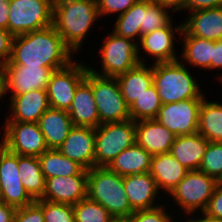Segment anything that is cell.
I'll return each instance as SVG.
<instances>
[{
    "mask_svg": "<svg viewBox=\"0 0 222 222\" xmlns=\"http://www.w3.org/2000/svg\"><path fill=\"white\" fill-rule=\"evenodd\" d=\"M73 54L74 52L51 25L14 36L11 57L6 64L42 66L55 71L74 61Z\"/></svg>",
    "mask_w": 222,
    "mask_h": 222,
    "instance_id": "1",
    "label": "cell"
},
{
    "mask_svg": "<svg viewBox=\"0 0 222 222\" xmlns=\"http://www.w3.org/2000/svg\"><path fill=\"white\" fill-rule=\"evenodd\" d=\"M99 18L96 0H54L53 26L76 55Z\"/></svg>",
    "mask_w": 222,
    "mask_h": 222,
    "instance_id": "2",
    "label": "cell"
},
{
    "mask_svg": "<svg viewBox=\"0 0 222 222\" xmlns=\"http://www.w3.org/2000/svg\"><path fill=\"white\" fill-rule=\"evenodd\" d=\"M189 70L180 59L153 63V84L162 104L205 97V92L202 93L196 77Z\"/></svg>",
    "mask_w": 222,
    "mask_h": 222,
    "instance_id": "3",
    "label": "cell"
},
{
    "mask_svg": "<svg viewBox=\"0 0 222 222\" xmlns=\"http://www.w3.org/2000/svg\"><path fill=\"white\" fill-rule=\"evenodd\" d=\"M87 197L101 204L113 217H129L134 212L128 202L123 177L108 167L88 170Z\"/></svg>",
    "mask_w": 222,
    "mask_h": 222,
    "instance_id": "4",
    "label": "cell"
},
{
    "mask_svg": "<svg viewBox=\"0 0 222 222\" xmlns=\"http://www.w3.org/2000/svg\"><path fill=\"white\" fill-rule=\"evenodd\" d=\"M98 50L101 58L99 61L101 62V72L88 66V69L96 75L116 77L140 64L136 41L118 36L111 30L110 33L107 32L106 38Z\"/></svg>",
    "mask_w": 222,
    "mask_h": 222,
    "instance_id": "5",
    "label": "cell"
},
{
    "mask_svg": "<svg viewBox=\"0 0 222 222\" xmlns=\"http://www.w3.org/2000/svg\"><path fill=\"white\" fill-rule=\"evenodd\" d=\"M85 81L92 88L100 124L131 119L116 77L99 76L88 69Z\"/></svg>",
    "mask_w": 222,
    "mask_h": 222,
    "instance_id": "6",
    "label": "cell"
},
{
    "mask_svg": "<svg viewBox=\"0 0 222 222\" xmlns=\"http://www.w3.org/2000/svg\"><path fill=\"white\" fill-rule=\"evenodd\" d=\"M216 185L217 180L214 177L200 170H191L172 190L169 198L173 199L171 203L174 201L173 204L181 208L180 212L184 213L185 217L195 212L201 214L205 211Z\"/></svg>",
    "mask_w": 222,
    "mask_h": 222,
    "instance_id": "7",
    "label": "cell"
},
{
    "mask_svg": "<svg viewBox=\"0 0 222 222\" xmlns=\"http://www.w3.org/2000/svg\"><path fill=\"white\" fill-rule=\"evenodd\" d=\"M135 142L136 126L132 119L101 124L95 129V167H107Z\"/></svg>",
    "mask_w": 222,
    "mask_h": 222,
    "instance_id": "8",
    "label": "cell"
},
{
    "mask_svg": "<svg viewBox=\"0 0 222 222\" xmlns=\"http://www.w3.org/2000/svg\"><path fill=\"white\" fill-rule=\"evenodd\" d=\"M54 0H10L8 31L13 36L53 25Z\"/></svg>",
    "mask_w": 222,
    "mask_h": 222,
    "instance_id": "9",
    "label": "cell"
},
{
    "mask_svg": "<svg viewBox=\"0 0 222 222\" xmlns=\"http://www.w3.org/2000/svg\"><path fill=\"white\" fill-rule=\"evenodd\" d=\"M88 66L76 59L68 66L55 70L47 87L49 106L68 111L76 88L85 80Z\"/></svg>",
    "mask_w": 222,
    "mask_h": 222,
    "instance_id": "10",
    "label": "cell"
},
{
    "mask_svg": "<svg viewBox=\"0 0 222 222\" xmlns=\"http://www.w3.org/2000/svg\"><path fill=\"white\" fill-rule=\"evenodd\" d=\"M204 98L162 104L156 120L175 136L197 133L199 110Z\"/></svg>",
    "mask_w": 222,
    "mask_h": 222,
    "instance_id": "11",
    "label": "cell"
},
{
    "mask_svg": "<svg viewBox=\"0 0 222 222\" xmlns=\"http://www.w3.org/2000/svg\"><path fill=\"white\" fill-rule=\"evenodd\" d=\"M4 73L5 95L10 97L22 95L32 90H47L53 69L42 66H24L5 64Z\"/></svg>",
    "mask_w": 222,
    "mask_h": 222,
    "instance_id": "12",
    "label": "cell"
},
{
    "mask_svg": "<svg viewBox=\"0 0 222 222\" xmlns=\"http://www.w3.org/2000/svg\"><path fill=\"white\" fill-rule=\"evenodd\" d=\"M6 149L19 156H41L48 150L38 123L5 122Z\"/></svg>",
    "mask_w": 222,
    "mask_h": 222,
    "instance_id": "13",
    "label": "cell"
},
{
    "mask_svg": "<svg viewBox=\"0 0 222 222\" xmlns=\"http://www.w3.org/2000/svg\"><path fill=\"white\" fill-rule=\"evenodd\" d=\"M18 168V154L6 148L0 152V201L15 208L24 207L35 200L21 182Z\"/></svg>",
    "mask_w": 222,
    "mask_h": 222,
    "instance_id": "14",
    "label": "cell"
},
{
    "mask_svg": "<svg viewBox=\"0 0 222 222\" xmlns=\"http://www.w3.org/2000/svg\"><path fill=\"white\" fill-rule=\"evenodd\" d=\"M173 24L172 20L167 26L141 36L139 44H137L140 64H145V61L148 60L144 59L145 57L141 55L140 51L147 56H152L150 58H154L155 60L153 63L179 60V55L176 54L177 51L174 44H176L175 39L177 38L175 34H181L182 22L177 26Z\"/></svg>",
    "mask_w": 222,
    "mask_h": 222,
    "instance_id": "15",
    "label": "cell"
},
{
    "mask_svg": "<svg viewBox=\"0 0 222 222\" xmlns=\"http://www.w3.org/2000/svg\"><path fill=\"white\" fill-rule=\"evenodd\" d=\"M58 151L87 170L95 167V129L74 126Z\"/></svg>",
    "mask_w": 222,
    "mask_h": 222,
    "instance_id": "16",
    "label": "cell"
},
{
    "mask_svg": "<svg viewBox=\"0 0 222 222\" xmlns=\"http://www.w3.org/2000/svg\"><path fill=\"white\" fill-rule=\"evenodd\" d=\"M88 175L57 176L47 178L41 199L75 205L87 197Z\"/></svg>",
    "mask_w": 222,
    "mask_h": 222,
    "instance_id": "17",
    "label": "cell"
},
{
    "mask_svg": "<svg viewBox=\"0 0 222 222\" xmlns=\"http://www.w3.org/2000/svg\"><path fill=\"white\" fill-rule=\"evenodd\" d=\"M11 109L6 116L5 122L38 123L42 114L50 107L47 90H32L22 95L10 97Z\"/></svg>",
    "mask_w": 222,
    "mask_h": 222,
    "instance_id": "18",
    "label": "cell"
},
{
    "mask_svg": "<svg viewBox=\"0 0 222 222\" xmlns=\"http://www.w3.org/2000/svg\"><path fill=\"white\" fill-rule=\"evenodd\" d=\"M136 143L152 156L170 153L176 136L156 119L135 122Z\"/></svg>",
    "mask_w": 222,
    "mask_h": 222,
    "instance_id": "19",
    "label": "cell"
},
{
    "mask_svg": "<svg viewBox=\"0 0 222 222\" xmlns=\"http://www.w3.org/2000/svg\"><path fill=\"white\" fill-rule=\"evenodd\" d=\"M123 184L128 202L134 211L160 206L158 202H155L159 197V190L149 172L124 176Z\"/></svg>",
    "mask_w": 222,
    "mask_h": 222,
    "instance_id": "20",
    "label": "cell"
},
{
    "mask_svg": "<svg viewBox=\"0 0 222 222\" xmlns=\"http://www.w3.org/2000/svg\"><path fill=\"white\" fill-rule=\"evenodd\" d=\"M182 22L190 35L218 41L222 39V7L196 10Z\"/></svg>",
    "mask_w": 222,
    "mask_h": 222,
    "instance_id": "21",
    "label": "cell"
},
{
    "mask_svg": "<svg viewBox=\"0 0 222 222\" xmlns=\"http://www.w3.org/2000/svg\"><path fill=\"white\" fill-rule=\"evenodd\" d=\"M187 172L188 170L170 153L154 155L151 158L149 173L155 180L159 192L164 191L169 195Z\"/></svg>",
    "mask_w": 222,
    "mask_h": 222,
    "instance_id": "22",
    "label": "cell"
},
{
    "mask_svg": "<svg viewBox=\"0 0 222 222\" xmlns=\"http://www.w3.org/2000/svg\"><path fill=\"white\" fill-rule=\"evenodd\" d=\"M68 114L74 126L96 129L101 125L92 88L85 80L76 88Z\"/></svg>",
    "mask_w": 222,
    "mask_h": 222,
    "instance_id": "23",
    "label": "cell"
},
{
    "mask_svg": "<svg viewBox=\"0 0 222 222\" xmlns=\"http://www.w3.org/2000/svg\"><path fill=\"white\" fill-rule=\"evenodd\" d=\"M208 143L198 132L176 136L170 154L188 171L199 170Z\"/></svg>",
    "mask_w": 222,
    "mask_h": 222,
    "instance_id": "24",
    "label": "cell"
},
{
    "mask_svg": "<svg viewBox=\"0 0 222 222\" xmlns=\"http://www.w3.org/2000/svg\"><path fill=\"white\" fill-rule=\"evenodd\" d=\"M38 125L48 149L58 150L74 127L68 111L49 107L39 118Z\"/></svg>",
    "mask_w": 222,
    "mask_h": 222,
    "instance_id": "25",
    "label": "cell"
},
{
    "mask_svg": "<svg viewBox=\"0 0 222 222\" xmlns=\"http://www.w3.org/2000/svg\"><path fill=\"white\" fill-rule=\"evenodd\" d=\"M180 42L183 44V51L179 59L184 65L198 67L211 71V59L213 58V40L203 39L188 34L183 28L180 34Z\"/></svg>",
    "mask_w": 222,
    "mask_h": 222,
    "instance_id": "26",
    "label": "cell"
},
{
    "mask_svg": "<svg viewBox=\"0 0 222 222\" xmlns=\"http://www.w3.org/2000/svg\"><path fill=\"white\" fill-rule=\"evenodd\" d=\"M122 96L130 107L153 84V64H139L116 76Z\"/></svg>",
    "mask_w": 222,
    "mask_h": 222,
    "instance_id": "27",
    "label": "cell"
},
{
    "mask_svg": "<svg viewBox=\"0 0 222 222\" xmlns=\"http://www.w3.org/2000/svg\"><path fill=\"white\" fill-rule=\"evenodd\" d=\"M152 155L136 142L122 151L107 166L122 177L147 173L150 170Z\"/></svg>",
    "mask_w": 222,
    "mask_h": 222,
    "instance_id": "28",
    "label": "cell"
},
{
    "mask_svg": "<svg viewBox=\"0 0 222 222\" xmlns=\"http://www.w3.org/2000/svg\"><path fill=\"white\" fill-rule=\"evenodd\" d=\"M38 159L45 180L57 176L88 175L87 169L55 149H48Z\"/></svg>",
    "mask_w": 222,
    "mask_h": 222,
    "instance_id": "29",
    "label": "cell"
},
{
    "mask_svg": "<svg viewBox=\"0 0 222 222\" xmlns=\"http://www.w3.org/2000/svg\"><path fill=\"white\" fill-rule=\"evenodd\" d=\"M204 97L199 110L198 133L209 142L222 143V103Z\"/></svg>",
    "mask_w": 222,
    "mask_h": 222,
    "instance_id": "30",
    "label": "cell"
},
{
    "mask_svg": "<svg viewBox=\"0 0 222 222\" xmlns=\"http://www.w3.org/2000/svg\"><path fill=\"white\" fill-rule=\"evenodd\" d=\"M18 168L26 191L34 200L41 199L45 192L46 180L38 157L18 155Z\"/></svg>",
    "mask_w": 222,
    "mask_h": 222,
    "instance_id": "31",
    "label": "cell"
},
{
    "mask_svg": "<svg viewBox=\"0 0 222 222\" xmlns=\"http://www.w3.org/2000/svg\"><path fill=\"white\" fill-rule=\"evenodd\" d=\"M143 12H145V0H138L129 10L118 15L112 31L118 36L136 40L138 44L141 39Z\"/></svg>",
    "mask_w": 222,
    "mask_h": 222,
    "instance_id": "32",
    "label": "cell"
},
{
    "mask_svg": "<svg viewBox=\"0 0 222 222\" xmlns=\"http://www.w3.org/2000/svg\"><path fill=\"white\" fill-rule=\"evenodd\" d=\"M161 106L162 102L157 93L156 87L152 84L129 107L130 118L135 122L155 119Z\"/></svg>",
    "mask_w": 222,
    "mask_h": 222,
    "instance_id": "33",
    "label": "cell"
},
{
    "mask_svg": "<svg viewBox=\"0 0 222 222\" xmlns=\"http://www.w3.org/2000/svg\"><path fill=\"white\" fill-rule=\"evenodd\" d=\"M173 13L162 7L153 0H145V12H143V25H141V36L156 29L167 26L173 17Z\"/></svg>",
    "mask_w": 222,
    "mask_h": 222,
    "instance_id": "34",
    "label": "cell"
},
{
    "mask_svg": "<svg viewBox=\"0 0 222 222\" xmlns=\"http://www.w3.org/2000/svg\"><path fill=\"white\" fill-rule=\"evenodd\" d=\"M75 222H109L113 216L101 204L88 197L73 205Z\"/></svg>",
    "mask_w": 222,
    "mask_h": 222,
    "instance_id": "35",
    "label": "cell"
},
{
    "mask_svg": "<svg viewBox=\"0 0 222 222\" xmlns=\"http://www.w3.org/2000/svg\"><path fill=\"white\" fill-rule=\"evenodd\" d=\"M199 170L216 180L222 175V143L209 142Z\"/></svg>",
    "mask_w": 222,
    "mask_h": 222,
    "instance_id": "36",
    "label": "cell"
},
{
    "mask_svg": "<svg viewBox=\"0 0 222 222\" xmlns=\"http://www.w3.org/2000/svg\"><path fill=\"white\" fill-rule=\"evenodd\" d=\"M43 209L45 222H75L73 205L35 200Z\"/></svg>",
    "mask_w": 222,
    "mask_h": 222,
    "instance_id": "37",
    "label": "cell"
},
{
    "mask_svg": "<svg viewBox=\"0 0 222 222\" xmlns=\"http://www.w3.org/2000/svg\"><path fill=\"white\" fill-rule=\"evenodd\" d=\"M164 205L165 204H161L153 209L135 210L129 216V219L131 222H173L175 218H172L174 217L172 215H176V213H174V211L168 213L169 211Z\"/></svg>",
    "mask_w": 222,
    "mask_h": 222,
    "instance_id": "38",
    "label": "cell"
},
{
    "mask_svg": "<svg viewBox=\"0 0 222 222\" xmlns=\"http://www.w3.org/2000/svg\"><path fill=\"white\" fill-rule=\"evenodd\" d=\"M99 17L110 14H123L129 10L138 0H96Z\"/></svg>",
    "mask_w": 222,
    "mask_h": 222,
    "instance_id": "39",
    "label": "cell"
},
{
    "mask_svg": "<svg viewBox=\"0 0 222 222\" xmlns=\"http://www.w3.org/2000/svg\"><path fill=\"white\" fill-rule=\"evenodd\" d=\"M14 222H45L43 209L36 201L16 208Z\"/></svg>",
    "mask_w": 222,
    "mask_h": 222,
    "instance_id": "40",
    "label": "cell"
},
{
    "mask_svg": "<svg viewBox=\"0 0 222 222\" xmlns=\"http://www.w3.org/2000/svg\"><path fill=\"white\" fill-rule=\"evenodd\" d=\"M203 213L209 218L222 221V187L216 185L213 195Z\"/></svg>",
    "mask_w": 222,
    "mask_h": 222,
    "instance_id": "41",
    "label": "cell"
},
{
    "mask_svg": "<svg viewBox=\"0 0 222 222\" xmlns=\"http://www.w3.org/2000/svg\"><path fill=\"white\" fill-rule=\"evenodd\" d=\"M14 36L6 29H0V66L5 65L11 57Z\"/></svg>",
    "mask_w": 222,
    "mask_h": 222,
    "instance_id": "42",
    "label": "cell"
},
{
    "mask_svg": "<svg viewBox=\"0 0 222 222\" xmlns=\"http://www.w3.org/2000/svg\"><path fill=\"white\" fill-rule=\"evenodd\" d=\"M222 7V0H186L184 11L193 12L201 9Z\"/></svg>",
    "mask_w": 222,
    "mask_h": 222,
    "instance_id": "43",
    "label": "cell"
},
{
    "mask_svg": "<svg viewBox=\"0 0 222 222\" xmlns=\"http://www.w3.org/2000/svg\"><path fill=\"white\" fill-rule=\"evenodd\" d=\"M222 70V39L213 40V58L211 59V70Z\"/></svg>",
    "mask_w": 222,
    "mask_h": 222,
    "instance_id": "44",
    "label": "cell"
},
{
    "mask_svg": "<svg viewBox=\"0 0 222 222\" xmlns=\"http://www.w3.org/2000/svg\"><path fill=\"white\" fill-rule=\"evenodd\" d=\"M153 1L174 13L179 11L182 12V10H184L186 3V0H153Z\"/></svg>",
    "mask_w": 222,
    "mask_h": 222,
    "instance_id": "45",
    "label": "cell"
},
{
    "mask_svg": "<svg viewBox=\"0 0 222 222\" xmlns=\"http://www.w3.org/2000/svg\"><path fill=\"white\" fill-rule=\"evenodd\" d=\"M16 208L0 201V222H14Z\"/></svg>",
    "mask_w": 222,
    "mask_h": 222,
    "instance_id": "46",
    "label": "cell"
},
{
    "mask_svg": "<svg viewBox=\"0 0 222 222\" xmlns=\"http://www.w3.org/2000/svg\"><path fill=\"white\" fill-rule=\"evenodd\" d=\"M10 0H0V29L8 30Z\"/></svg>",
    "mask_w": 222,
    "mask_h": 222,
    "instance_id": "47",
    "label": "cell"
},
{
    "mask_svg": "<svg viewBox=\"0 0 222 222\" xmlns=\"http://www.w3.org/2000/svg\"><path fill=\"white\" fill-rule=\"evenodd\" d=\"M194 215L195 214H193V215L192 214H188L187 215V220L185 222H222V221L217 220V219L209 218L204 213H201V217L202 218H199L200 217L199 214H198V216L195 215L197 218ZM188 216H190V217H188ZM192 216H194V217H192Z\"/></svg>",
    "mask_w": 222,
    "mask_h": 222,
    "instance_id": "48",
    "label": "cell"
},
{
    "mask_svg": "<svg viewBox=\"0 0 222 222\" xmlns=\"http://www.w3.org/2000/svg\"><path fill=\"white\" fill-rule=\"evenodd\" d=\"M5 95V86H4V73L3 68L0 66V100L4 99Z\"/></svg>",
    "mask_w": 222,
    "mask_h": 222,
    "instance_id": "49",
    "label": "cell"
},
{
    "mask_svg": "<svg viewBox=\"0 0 222 222\" xmlns=\"http://www.w3.org/2000/svg\"><path fill=\"white\" fill-rule=\"evenodd\" d=\"M4 125L2 126L4 129H3V133L0 137L2 139H0V152H2L5 148H6V144H5V123H3Z\"/></svg>",
    "mask_w": 222,
    "mask_h": 222,
    "instance_id": "50",
    "label": "cell"
},
{
    "mask_svg": "<svg viewBox=\"0 0 222 222\" xmlns=\"http://www.w3.org/2000/svg\"><path fill=\"white\" fill-rule=\"evenodd\" d=\"M109 222H131L129 217H113Z\"/></svg>",
    "mask_w": 222,
    "mask_h": 222,
    "instance_id": "51",
    "label": "cell"
},
{
    "mask_svg": "<svg viewBox=\"0 0 222 222\" xmlns=\"http://www.w3.org/2000/svg\"><path fill=\"white\" fill-rule=\"evenodd\" d=\"M217 185L222 187V175L219 177V179L217 180Z\"/></svg>",
    "mask_w": 222,
    "mask_h": 222,
    "instance_id": "52",
    "label": "cell"
},
{
    "mask_svg": "<svg viewBox=\"0 0 222 222\" xmlns=\"http://www.w3.org/2000/svg\"><path fill=\"white\" fill-rule=\"evenodd\" d=\"M219 75H220L219 77L216 76L217 77L216 79H219L218 81L222 83V75L221 74H219Z\"/></svg>",
    "mask_w": 222,
    "mask_h": 222,
    "instance_id": "53",
    "label": "cell"
}]
</instances>
